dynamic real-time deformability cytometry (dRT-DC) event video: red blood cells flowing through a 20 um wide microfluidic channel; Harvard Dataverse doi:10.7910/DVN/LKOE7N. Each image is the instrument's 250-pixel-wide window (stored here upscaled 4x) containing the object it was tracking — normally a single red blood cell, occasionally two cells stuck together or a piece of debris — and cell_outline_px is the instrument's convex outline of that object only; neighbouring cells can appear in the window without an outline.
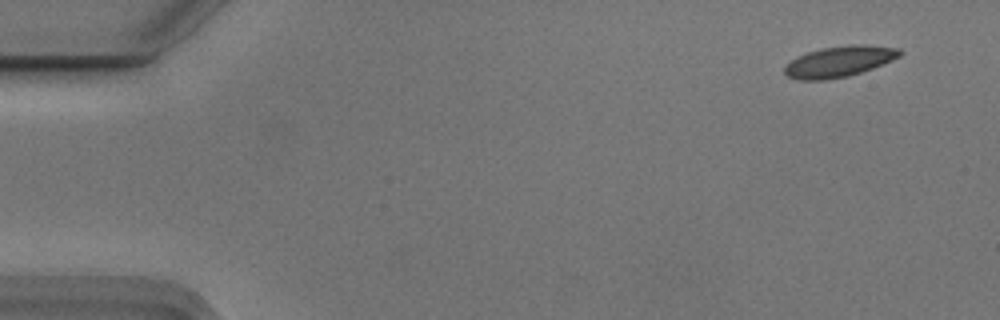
{"species": "Egyptian fruit bat (a non-hibernating species)", "species_latin": "Rousettus aegyptiacus", "temperature_condition": "cold", "stored_images_in_passage": 11, "camera_frame_rate_fps": 3000, "um_per_image_px": 0.085, "animal": {"sex": "male"}, "frame": {"image": 1, "passage_image": 1, "time_ms": 0.0, "image_size_px": [1000, 320], "cell_outline_px": [[904, 52], [900, 56], [892, 60], [872, 68], [848, 76], [824, 80], [800, 80], [788, 76], [784, 72], [784, 68], [796, 56], [808, 52], [824, 48], [848, 44], [864, 44], [900, 48]], "centroid_in_image_um": [71.37, 5.21], "position_along_channel_um": 13.6, "area_um2": 20.63}}